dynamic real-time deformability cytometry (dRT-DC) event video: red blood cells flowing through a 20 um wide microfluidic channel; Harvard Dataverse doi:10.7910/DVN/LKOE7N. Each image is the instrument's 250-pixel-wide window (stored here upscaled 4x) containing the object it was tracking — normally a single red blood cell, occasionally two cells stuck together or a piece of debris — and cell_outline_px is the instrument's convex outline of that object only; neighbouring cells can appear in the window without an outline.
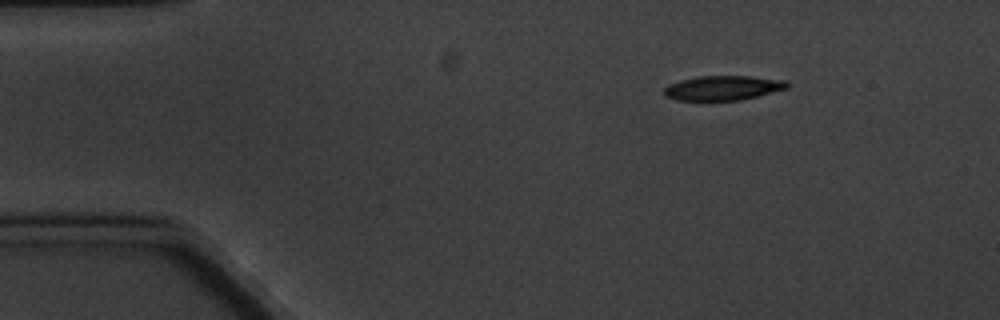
{"species": "common noctule bat (a hibernating species)", "species_latin": "Nyctalus noctula", "temperature_condition": "cold", "stored_images_in_passage": 7, "camera_frame_rate_fps": 3000, "um_per_image_px": 0.085, "animal": {"sex": "male", "body_mass_g": 20.1, "forearm_length_mm": 53.5}, "frame": {"image": 1, "passage_image": 1, "time_ms": 0.0, "image_size_px": [1000, 320], "cell_outline_px": [[788, 88], [740, 100], [676, 100], [664, 96], [664, 88], [668, 84], [680, 80], [700, 76], [752, 76], [788, 80]], "centroid_in_image_um": [61.44, 7.46], "position_along_channel_um": 23.6, "area_um2": 17.63}}
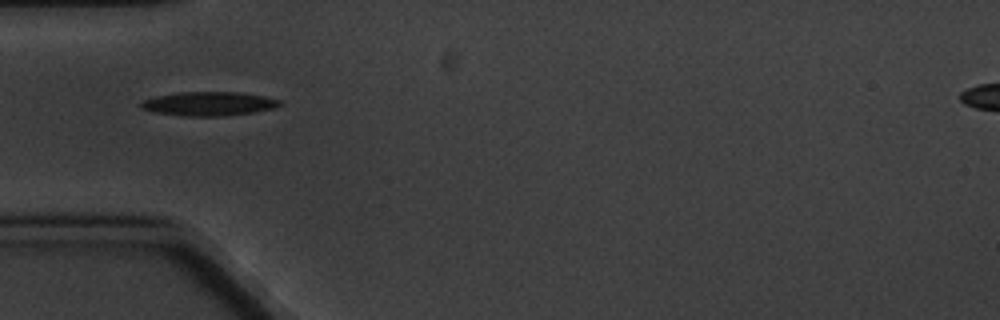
{"frame": {"image": 2, "passage_image": 4, "time_ms": 3.333, "image_size_px": [1000, 320], "cell_outline_px": [[280, 104], [272, 108], [256, 112], [224, 116], [180, 116], [152, 112], [140, 108], [140, 104], [144, 100], [156, 96], [180, 92], [236, 92], [264, 96], [280, 100]], "centroid_in_image_um": [17.7, 8.83], "position_along_channel_um": 67.3, "area_um2": 19.36}}